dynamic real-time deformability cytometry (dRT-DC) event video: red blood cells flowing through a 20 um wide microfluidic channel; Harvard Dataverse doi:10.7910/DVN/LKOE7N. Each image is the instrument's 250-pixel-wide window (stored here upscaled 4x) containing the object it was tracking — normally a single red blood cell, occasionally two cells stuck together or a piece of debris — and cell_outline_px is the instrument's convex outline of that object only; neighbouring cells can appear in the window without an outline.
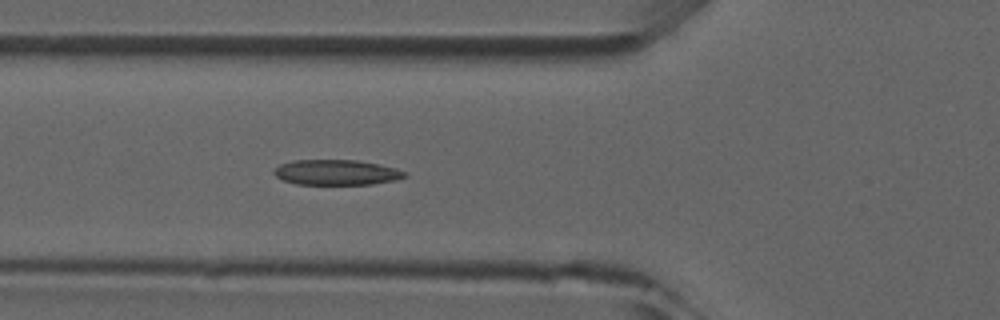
{"species": "common noctule bat (a hibernating species)", "species_latin": "Nyctalus noctula", "temperature_condition": "room temperature", "stored_images_in_passage": 5, "camera_frame_rate_fps": 3000, "um_per_image_px": 0.085, "animal": {"sex": "male", "forearm_length_mm": 52.5}, "frame": {"image": 1, "passage_image": 5, "time_ms": 5.333, "image_size_px": [1000, 320], "cell_outline_px": [[408, 176], [396, 180], [372, 184], [296, 184], [284, 180], [276, 176], [272, 172], [280, 164], [292, 160], [356, 160], [380, 164], [396, 168], [408, 172]], "centroid_in_image_um": [28.64, 14.65], "position_along_channel_um": 97.2, "area_um2": 19.36}}